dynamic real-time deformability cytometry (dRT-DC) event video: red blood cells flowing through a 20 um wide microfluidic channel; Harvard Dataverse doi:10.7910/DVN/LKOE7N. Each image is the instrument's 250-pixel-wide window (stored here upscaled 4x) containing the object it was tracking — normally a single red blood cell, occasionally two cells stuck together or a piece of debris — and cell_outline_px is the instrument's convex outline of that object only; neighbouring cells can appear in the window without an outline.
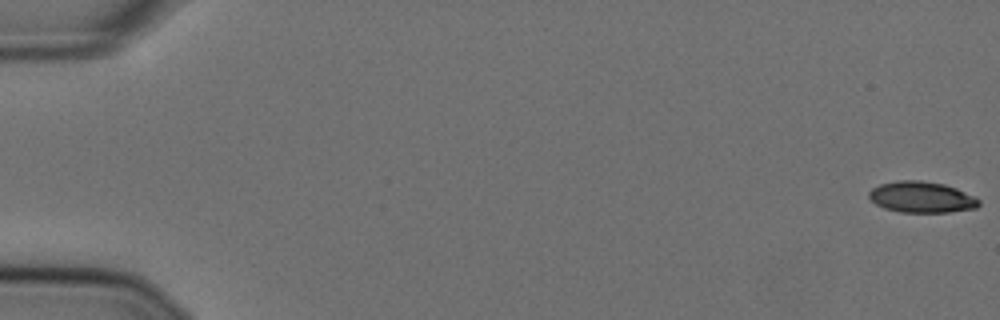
{"species": "Egyptian fruit bat (a non-hibernating species)", "species_latin": "Rousettus aegyptiacus", "temperature_condition": "cold", "stored_images_in_passage": 12, "camera_frame_rate_fps": 3000, "um_per_image_px": 0.085, "animal": {"sex": "female"}, "frame": {"image": 1, "passage_image": 1, "time_ms": 0.0, "image_size_px": [1000, 320], "cell_outline_px": [[980, 204], [976, 208], [948, 212], [900, 212], [884, 208], [876, 204], [868, 196], [868, 192], [872, 188], [880, 184], [896, 180], [920, 180], [944, 184], [956, 188], [976, 196], [980, 200]], "centroid_in_image_um": [78.34, 16.75], "position_along_channel_um": 6.7, "area_um2": 20.06}}